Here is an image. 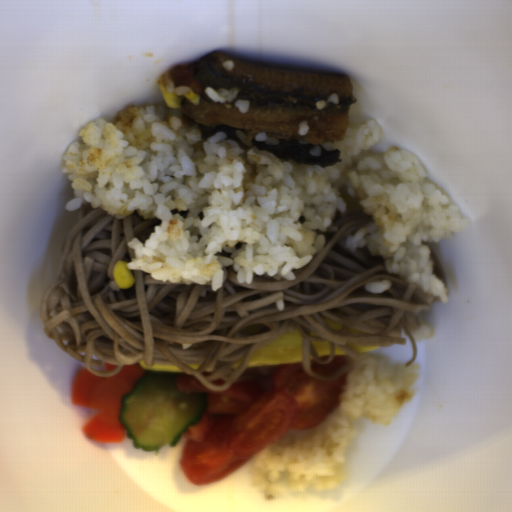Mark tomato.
<instances>
[{
    "mask_svg": "<svg viewBox=\"0 0 512 512\" xmlns=\"http://www.w3.org/2000/svg\"><path fill=\"white\" fill-rule=\"evenodd\" d=\"M348 374L319 380L301 362L278 365L269 375L234 382L222 392L179 372V392H207L200 421L186 438L180 467L188 483L203 485L230 475L291 430L314 428L340 405Z\"/></svg>",
    "mask_w": 512,
    "mask_h": 512,
    "instance_id": "tomato-1",
    "label": "tomato"
},
{
    "mask_svg": "<svg viewBox=\"0 0 512 512\" xmlns=\"http://www.w3.org/2000/svg\"><path fill=\"white\" fill-rule=\"evenodd\" d=\"M348 356H333L329 363L321 364L313 358L309 360V370L317 377L331 376L348 364Z\"/></svg>",
    "mask_w": 512,
    "mask_h": 512,
    "instance_id": "tomato-2",
    "label": "tomato"
},
{
    "mask_svg": "<svg viewBox=\"0 0 512 512\" xmlns=\"http://www.w3.org/2000/svg\"><path fill=\"white\" fill-rule=\"evenodd\" d=\"M330 358V355H321V356H318L317 359H319L320 361H328Z\"/></svg>",
    "mask_w": 512,
    "mask_h": 512,
    "instance_id": "tomato-3",
    "label": "tomato"
}]
</instances>
